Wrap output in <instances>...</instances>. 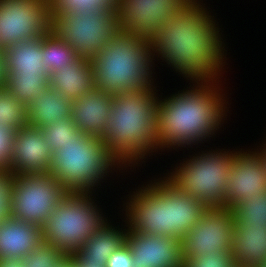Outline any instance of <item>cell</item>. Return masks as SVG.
I'll list each match as a JSON object with an SVG mask.
<instances>
[{"label":"cell","mask_w":266,"mask_h":267,"mask_svg":"<svg viewBox=\"0 0 266 267\" xmlns=\"http://www.w3.org/2000/svg\"><path fill=\"white\" fill-rule=\"evenodd\" d=\"M200 1L192 0L163 22L150 39L152 57L161 56L192 82L220 79L225 64L220 28Z\"/></svg>","instance_id":"obj_1"},{"label":"cell","mask_w":266,"mask_h":267,"mask_svg":"<svg viewBox=\"0 0 266 267\" xmlns=\"http://www.w3.org/2000/svg\"><path fill=\"white\" fill-rule=\"evenodd\" d=\"M219 81H197L192 89L189 87L190 90L183 89V92L164 100L159 98L156 122L158 150L186 148V145L194 143L198 145L220 129L227 116V103L218 86Z\"/></svg>","instance_id":"obj_2"},{"label":"cell","mask_w":266,"mask_h":267,"mask_svg":"<svg viewBox=\"0 0 266 267\" xmlns=\"http://www.w3.org/2000/svg\"><path fill=\"white\" fill-rule=\"evenodd\" d=\"M138 190V191H137ZM133 191L125 206L126 227L135 234L183 240L207 207L182 192L167 177ZM129 221V222H128Z\"/></svg>","instance_id":"obj_3"},{"label":"cell","mask_w":266,"mask_h":267,"mask_svg":"<svg viewBox=\"0 0 266 267\" xmlns=\"http://www.w3.org/2000/svg\"><path fill=\"white\" fill-rule=\"evenodd\" d=\"M155 90L154 87L121 92L112 98L111 117L101 138L109 154L123 168L138 164L153 150L158 151L156 122L159 99Z\"/></svg>","instance_id":"obj_4"},{"label":"cell","mask_w":266,"mask_h":267,"mask_svg":"<svg viewBox=\"0 0 266 267\" xmlns=\"http://www.w3.org/2000/svg\"><path fill=\"white\" fill-rule=\"evenodd\" d=\"M153 60L150 39L118 30L91 59L95 87L113 95L152 89Z\"/></svg>","instance_id":"obj_5"},{"label":"cell","mask_w":266,"mask_h":267,"mask_svg":"<svg viewBox=\"0 0 266 267\" xmlns=\"http://www.w3.org/2000/svg\"><path fill=\"white\" fill-rule=\"evenodd\" d=\"M115 167L123 170L109 154L102 138L86 135L75 137V141L54 152L49 173L68 192H92Z\"/></svg>","instance_id":"obj_6"},{"label":"cell","mask_w":266,"mask_h":267,"mask_svg":"<svg viewBox=\"0 0 266 267\" xmlns=\"http://www.w3.org/2000/svg\"><path fill=\"white\" fill-rule=\"evenodd\" d=\"M92 194L68 192L41 225L43 241L66 255L78 252L87 239L107 221L103 213L100 214Z\"/></svg>","instance_id":"obj_7"},{"label":"cell","mask_w":266,"mask_h":267,"mask_svg":"<svg viewBox=\"0 0 266 267\" xmlns=\"http://www.w3.org/2000/svg\"><path fill=\"white\" fill-rule=\"evenodd\" d=\"M212 151L199 152L184 160L166 177L207 208L224 207L233 154L232 151Z\"/></svg>","instance_id":"obj_8"},{"label":"cell","mask_w":266,"mask_h":267,"mask_svg":"<svg viewBox=\"0 0 266 267\" xmlns=\"http://www.w3.org/2000/svg\"><path fill=\"white\" fill-rule=\"evenodd\" d=\"M117 31L114 7L50 16V32L79 57L94 58Z\"/></svg>","instance_id":"obj_9"},{"label":"cell","mask_w":266,"mask_h":267,"mask_svg":"<svg viewBox=\"0 0 266 267\" xmlns=\"http://www.w3.org/2000/svg\"><path fill=\"white\" fill-rule=\"evenodd\" d=\"M67 194L49 172L12 175L11 217L41 226Z\"/></svg>","instance_id":"obj_10"},{"label":"cell","mask_w":266,"mask_h":267,"mask_svg":"<svg viewBox=\"0 0 266 267\" xmlns=\"http://www.w3.org/2000/svg\"><path fill=\"white\" fill-rule=\"evenodd\" d=\"M50 0H0V49L50 31Z\"/></svg>","instance_id":"obj_11"},{"label":"cell","mask_w":266,"mask_h":267,"mask_svg":"<svg viewBox=\"0 0 266 267\" xmlns=\"http://www.w3.org/2000/svg\"><path fill=\"white\" fill-rule=\"evenodd\" d=\"M192 0H115L117 29L151 39L161 24Z\"/></svg>","instance_id":"obj_12"},{"label":"cell","mask_w":266,"mask_h":267,"mask_svg":"<svg viewBox=\"0 0 266 267\" xmlns=\"http://www.w3.org/2000/svg\"><path fill=\"white\" fill-rule=\"evenodd\" d=\"M234 227L231 209L207 208L182 240L184 257L231 250Z\"/></svg>","instance_id":"obj_13"},{"label":"cell","mask_w":266,"mask_h":267,"mask_svg":"<svg viewBox=\"0 0 266 267\" xmlns=\"http://www.w3.org/2000/svg\"><path fill=\"white\" fill-rule=\"evenodd\" d=\"M224 207L232 209L237 203L266 192V170L259 151H233Z\"/></svg>","instance_id":"obj_14"},{"label":"cell","mask_w":266,"mask_h":267,"mask_svg":"<svg viewBox=\"0 0 266 267\" xmlns=\"http://www.w3.org/2000/svg\"><path fill=\"white\" fill-rule=\"evenodd\" d=\"M53 154L42 129L31 125L20 127L13 139L9 172L12 175L49 172Z\"/></svg>","instance_id":"obj_15"},{"label":"cell","mask_w":266,"mask_h":267,"mask_svg":"<svg viewBox=\"0 0 266 267\" xmlns=\"http://www.w3.org/2000/svg\"><path fill=\"white\" fill-rule=\"evenodd\" d=\"M126 243L133 267H184L183 243L178 238L135 234L127 228Z\"/></svg>","instance_id":"obj_16"},{"label":"cell","mask_w":266,"mask_h":267,"mask_svg":"<svg viewBox=\"0 0 266 267\" xmlns=\"http://www.w3.org/2000/svg\"><path fill=\"white\" fill-rule=\"evenodd\" d=\"M113 96L95 87L72 101L71 119L83 134L103 136L111 117Z\"/></svg>","instance_id":"obj_17"},{"label":"cell","mask_w":266,"mask_h":267,"mask_svg":"<svg viewBox=\"0 0 266 267\" xmlns=\"http://www.w3.org/2000/svg\"><path fill=\"white\" fill-rule=\"evenodd\" d=\"M42 241L41 226L13 217L0 221V258H23Z\"/></svg>","instance_id":"obj_18"},{"label":"cell","mask_w":266,"mask_h":267,"mask_svg":"<svg viewBox=\"0 0 266 267\" xmlns=\"http://www.w3.org/2000/svg\"><path fill=\"white\" fill-rule=\"evenodd\" d=\"M49 86L73 101L95 88L91 59L77 57L67 67L49 76Z\"/></svg>","instance_id":"obj_19"},{"label":"cell","mask_w":266,"mask_h":267,"mask_svg":"<svg viewBox=\"0 0 266 267\" xmlns=\"http://www.w3.org/2000/svg\"><path fill=\"white\" fill-rule=\"evenodd\" d=\"M231 254L239 266L260 267L266 263V227L235 223Z\"/></svg>","instance_id":"obj_20"},{"label":"cell","mask_w":266,"mask_h":267,"mask_svg":"<svg viewBox=\"0 0 266 267\" xmlns=\"http://www.w3.org/2000/svg\"><path fill=\"white\" fill-rule=\"evenodd\" d=\"M41 38L13 44L4 50L6 75L35 74L49 81V73L42 63Z\"/></svg>","instance_id":"obj_21"},{"label":"cell","mask_w":266,"mask_h":267,"mask_svg":"<svg viewBox=\"0 0 266 267\" xmlns=\"http://www.w3.org/2000/svg\"><path fill=\"white\" fill-rule=\"evenodd\" d=\"M72 101L48 86L39 97L27 106V124L43 129L59 118H71Z\"/></svg>","instance_id":"obj_22"},{"label":"cell","mask_w":266,"mask_h":267,"mask_svg":"<svg viewBox=\"0 0 266 267\" xmlns=\"http://www.w3.org/2000/svg\"><path fill=\"white\" fill-rule=\"evenodd\" d=\"M113 227L106 221L78 251L86 260L107 263L109 256L126 243L127 229Z\"/></svg>","instance_id":"obj_23"},{"label":"cell","mask_w":266,"mask_h":267,"mask_svg":"<svg viewBox=\"0 0 266 267\" xmlns=\"http://www.w3.org/2000/svg\"><path fill=\"white\" fill-rule=\"evenodd\" d=\"M41 51L43 53L42 63L49 76L53 72L61 70L62 67H67L78 57L70 45L58 39L50 31L41 37Z\"/></svg>","instance_id":"obj_24"},{"label":"cell","mask_w":266,"mask_h":267,"mask_svg":"<svg viewBox=\"0 0 266 267\" xmlns=\"http://www.w3.org/2000/svg\"><path fill=\"white\" fill-rule=\"evenodd\" d=\"M49 86L47 81L41 75L20 74L6 75L5 88L20 103L26 107L35 101Z\"/></svg>","instance_id":"obj_25"},{"label":"cell","mask_w":266,"mask_h":267,"mask_svg":"<svg viewBox=\"0 0 266 267\" xmlns=\"http://www.w3.org/2000/svg\"><path fill=\"white\" fill-rule=\"evenodd\" d=\"M234 223L266 227V192L237 203L232 209Z\"/></svg>","instance_id":"obj_26"},{"label":"cell","mask_w":266,"mask_h":267,"mask_svg":"<svg viewBox=\"0 0 266 267\" xmlns=\"http://www.w3.org/2000/svg\"><path fill=\"white\" fill-rule=\"evenodd\" d=\"M0 125L18 130L27 126V107L12 96L5 87L0 88Z\"/></svg>","instance_id":"obj_27"},{"label":"cell","mask_w":266,"mask_h":267,"mask_svg":"<svg viewBox=\"0 0 266 267\" xmlns=\"http://www.w3.org/2000/svg\"><path fill=\"white\" fill-rule=\"evenodd\" d=\"M45 142L51 147L53 152L70 141H75V137H85L75 122L71 118L58 119L52 125L42 129Z\"/></svg>","instance_id":"obj_28"},{"label":"cell","mask_w":266,"mask_h":267,"mask_svg":"<svg viewBox=\"0 0 266 267\" xmlns=\"http://www.w3.org/2000/svg\"><path fill=\"white\" fill-rule=\"evenodd\" d=\"M114 6L115 0H50V16L71 12H92Z\"/></svg>","instance_id":"obj_29"},{"label":"cell","mask_w":266,"mask_h":267,"mask_svg":"<svg viewBox=\"0 0 266 267\" xmlns=\"http://www.w3.org/2000/svg\"><path fill=\"white\" fill-rule=\"evenodd\" d=\"M67 255L57 247L42 241L23 260L28 267H56Z\"/></svg>","instance_id":"obj_30"},{"label":"cell","mask_w":266,"mask_h":267,"mask_svg":"<svg viewBox=\"0 0 266 267\" xmlns=\"http://www.w3.org/2000/svg\"><path fill=\"white\" fill-rule=\"evenodd\" d=\"M231 250L206 253L195 257H184V267H235Z\"/></svg>","instance_id":"obj_31"},{"label":"cell","mask_w":266,"mask_h":267,"mask_svg":"<svg viewBox=\"0 0 266 267\" xmlns=\"http://www.w3.org/2000/svg\"><path fill=\"white\" fill-rule=\"evenodd\" d=\"M12 174L0 168V221L11 217Z\"/></svg>","instance_id":"obj_32"},{"label":"cell","mask_w":266,"mask_h":267,"mask_svg":"<svg viewBox=\"0 0 266 267\" xmlns=\"http://www.w3.org/2000/svg\"><path fill=\"white\" fill-rule=\"evenodd\" d=\"M15 130L0 125V168L9 171Z\"/></svg>","instance_id":"obj_33"},{"label":"cell","mask_w":266,"mask_h":267,"mask_svg":"<svg viewBox=\"0 0 266 267\" xmlns=\"http://www.w3.org/2000/svg\"><path fill=\"white\" fill-rule=\"evenodd\" d=\"M106 267H133V257L127 243L109 256Z\"/></svg>","instance_id":"obj_34"},{"label":"cell","mask_w":266,"mask_h":267,"mask_svg":"<svg viewBox=\"0 0 266 267\" xmlns=\"http://www.w3.org/2000/svg\"><path fill=\"white\" fill-rule=\"evenodd\" d=\"M67 256L71 259L74 267H106L104 262L86 260L79 252Z\"/></svg>","instance_id":"obj_35"},{"label":"cell","mask_w":266,"mask_h":267,"mask_svg":"<svg viewBox=\"0 0 266 267\" xmlns=\"http://www.w3.org/2000/svg\"><path fill=\"white\" fill-rule=\"evenodd\" d=\"M0 267H28L23 258H0Z\"/></svg>","instance_id":"obj_36"},{"label":"cell","mask_w":266,"mask_h":267,"mask_svg":"<svg viewBox=\"0 0 266 267\" xmlns=\"http://www.w3.org/2000/svg\"><path fill=\"white\" fill-rule=\"evenodd\" d=\"M6 73L4 66V50L0 49V88L5 87Z\"/></svg>","instance_id":"obj_37"},{"label":"cell","mask_w":266,"mask_h":267,"mask_svg":"<svg viewBox=\"0 0 266 267\" xmlns=\"http://www.w3.org/2000/svg\"><path fill=\"white\" fill-rule=\"evenodd\" d=\"M56 267H74L71 259L66 256Z\"/></svg>","instance_id":"obj_38"},{"label":"cell","mask_w":266,"mask_h":267,"mask_svg":"<svg viewBox=\"0 0 266 267\" xmlns=\"http://www.w3.org/2000/svg\"><path fill=\"white\" fill-rule=\"evenodd\" d=\"M263 147V148H262ZM262 147H260V155H261V160L263 162L264 168L266 170V143L264 144V146L262 145Z\"/></svg>","instance_id":"obj_39"}]
</instances>
